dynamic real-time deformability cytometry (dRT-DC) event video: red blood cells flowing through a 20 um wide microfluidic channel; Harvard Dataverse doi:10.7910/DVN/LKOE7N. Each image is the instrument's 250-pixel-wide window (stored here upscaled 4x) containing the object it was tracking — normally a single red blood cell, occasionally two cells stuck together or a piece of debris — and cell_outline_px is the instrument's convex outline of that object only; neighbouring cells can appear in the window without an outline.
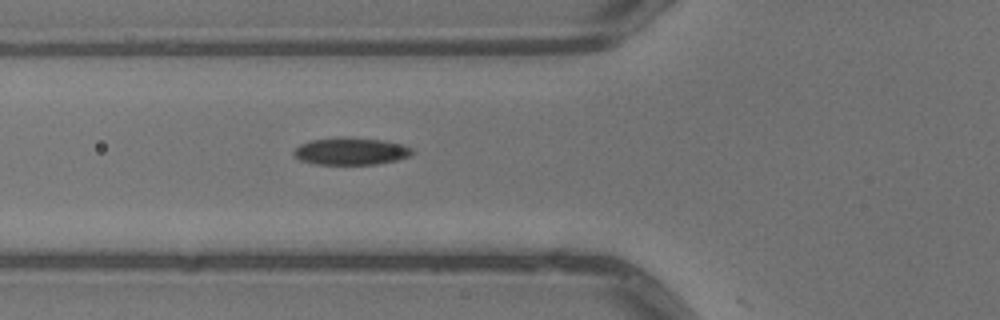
{"species": "common noctule bat (a hibernating species)", "species_latin": "Nyctalus noctula", "temperature_condition": "warm", "stored_images_in_passage": 2, "camera_frame_rate_fps": 3000, "um_per_image_px": 0.085, "animal": {"sex": "male", "body_mass_g": 13.3}, "frame": {"image": 1, "passage_image": 2, "time_ms": 0.333, "image_size_px": [1000, 320], "cell_outline_px": [[412, 152], [408, 156], [396, 160], [376, 164], [316, 164], [300, 160], [292, 156], [292, 152], [300, 144], [312, 140], [336, 136], [348, 136], [384, 140], [400, 144], [412, 148]], "centroid_in_image_um": [29.76, 12.83], "position_along_channel_um": 96.0, "area_um2": 18.96}}